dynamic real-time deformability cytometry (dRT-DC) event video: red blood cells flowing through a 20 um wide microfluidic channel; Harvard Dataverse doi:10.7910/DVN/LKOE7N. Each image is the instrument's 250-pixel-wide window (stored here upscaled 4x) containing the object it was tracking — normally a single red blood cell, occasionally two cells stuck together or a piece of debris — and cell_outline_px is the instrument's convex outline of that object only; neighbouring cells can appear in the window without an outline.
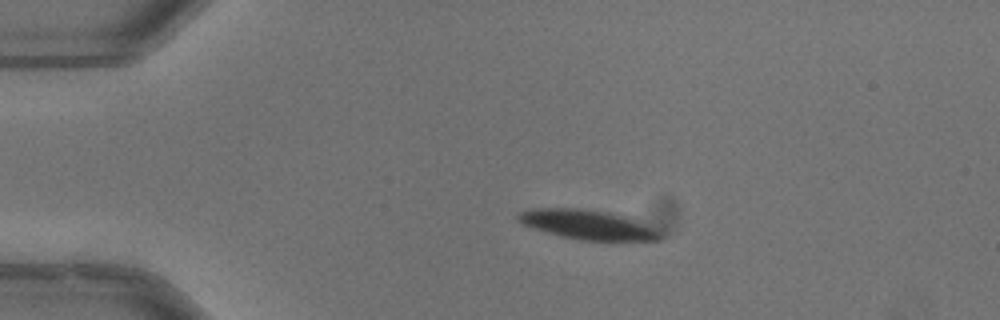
{"species": "common noctule bat (a hibernating species)", "species_latin": "Nyctalus noctula", "temperature_condition": "warm", "stored_images_in_passage": 43, "camera_frame_rate_fps": 3000, "um_per_image_px": 0.085, "animal": {"sex": "male", "body_mass_g": 13.3}, "frame": {"image": 1, "passage_image": 1, "time_ms": 0.0, "image_size_px": [1000, 320], "cell_outline_px": [[660, 240], [580, 240], [548, 232], [524, 224], [516, 220], [516, 216], [520, 212], [532, 208], [576, 208], [608, 212], [624, 216], [660, 232]], "centroid_in_image_um": [49.87, 19.08], "position_along_channel_um": 35.1, "area_um2": 23.58}}
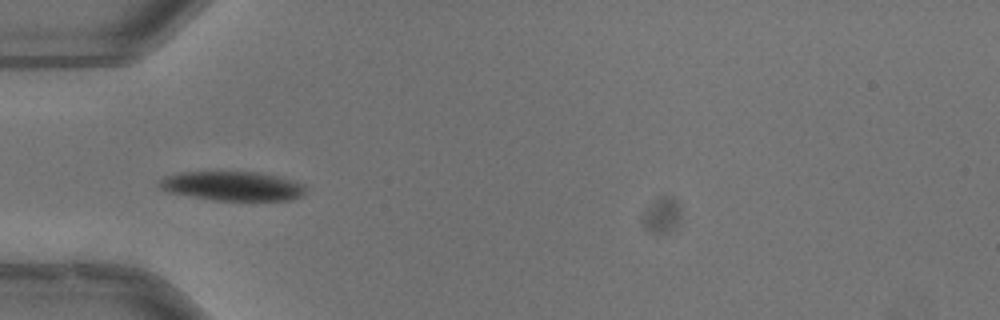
{"frame": {"image": 2, "passage_image": 7, "time_ms": 2.0, "image_size_px": [1000, 320], "cell_outline_px": [[308, 188], [300, 196], [292, 200], [212, 200], [168, 192], [160, 188], [156, 184], [164, 176], [180, 172], [256, 172], [276, 176], [292, 180], [304, 184]], "centroid_in_image_um": [19.73, 15.81], "position_along_channel_um": 65.3, "area_um2": 24.97}}
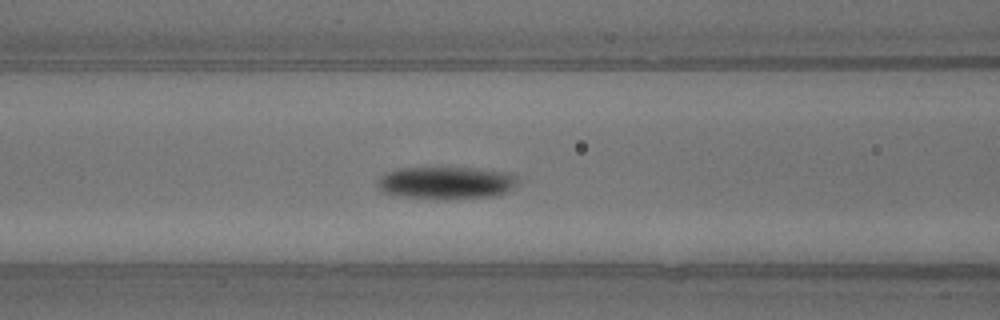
{"frame": {"image": 3, "passage_image": 12, "time_ms": 3.667, "image_size_px": [1000, 320], "cell_outline_px": [[520, 180], [512, 188], [496, 196], [444, 200], [404, 196], [384, 192], [376, 184], [376, 180], [384, 172], [396, 168], [480, 168], [508, 172], [516, 176]], "centroid_in_image_um": [37.93, 15.53], "position_along_channel_um": 128.7, "area_um2": 26.88}, "authors_computed_cell_mechanics": {"area_um2": 24.9696, "velocity_mm_per_s": 3.8993, "shape_relaxation_time_tau1_ms": 4.4231, "shape_relaxation_time_tau2_ms": 6.0874, "deformation_change_tau1": 0.1302, "deformation_change_tau2": 0.0509}}